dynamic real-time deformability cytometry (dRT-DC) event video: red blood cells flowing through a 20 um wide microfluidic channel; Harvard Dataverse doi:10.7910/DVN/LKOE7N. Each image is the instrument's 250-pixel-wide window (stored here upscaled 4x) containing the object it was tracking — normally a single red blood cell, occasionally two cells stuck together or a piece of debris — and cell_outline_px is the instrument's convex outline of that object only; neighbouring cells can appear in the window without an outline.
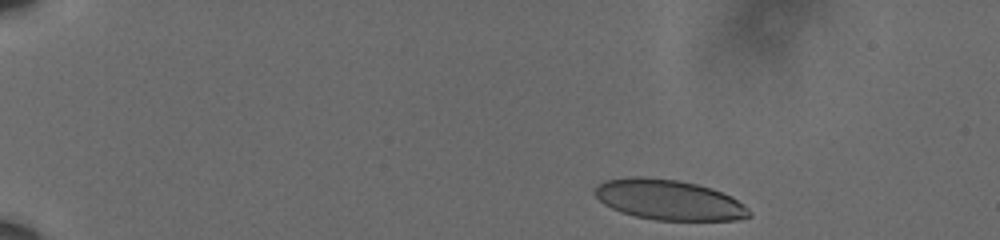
{"species": "human", "species_latin": "Homo sapiens", "temperature_condition": "cold", "stored_images_in_passage": 48, "camera_frame_rate_fps": 3000, "um_per_image_px": 0.085, "donor": {"sex": "male"}, "frame": {"image": 1, "passage_image": 2, "time_ms": 0.333, "image_size_px": [1000, 240], "cell_outline_px": [[752, 216], [736, 220], [656, 220], [636, 216], [620, 212], [604, 204], [596, 196], [596, 188], [604, 180], [628, 176], [644, 176], [680, 180], [712, 188], [744, 204], [752, 212]], "centroid_in_image_um": [56.85, 16.98], "position_along_channel_um": 28.1, "area_um2": 36.18}}
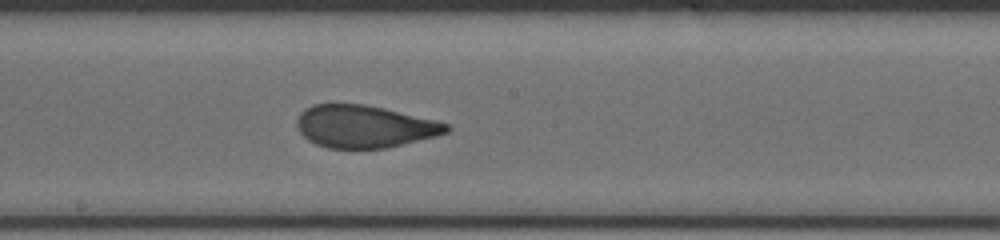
{"frame": {"image": 2, "passage_image": 27, "time_ms": 8.667, "image_size_px": [1000, 240], "cell_outline_px": [[452, 128], [448, 132], [436, 136], [384, 148], [328, 148], [316, 144], [308, 140], [296, 128], [296, 120], [300, 112], [304, 108], [312, 104], [364, 104], [384, 108], [436, 120], [452, 124]], "centroid_in_image_um": [30.97, 10.74], "position_along_channel_um": 217.2, "area_um2": 37.11}}
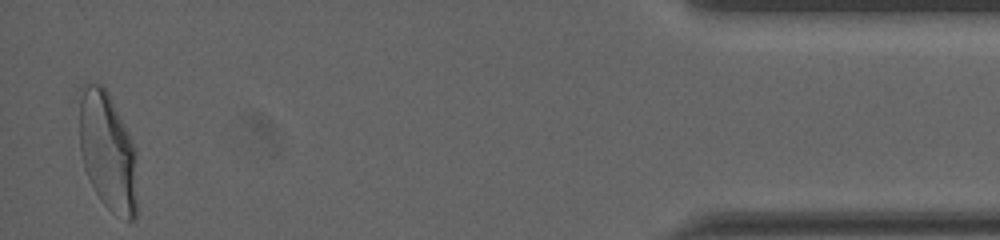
{"frame": {"image": 3, "passage_image": 48, "time_ms": 15.667, "image_size_px": [1000, 240], "cell_outline_px": [[136, 216], [132, 220], [128, 220], [112, 212], [100, 200], [84, 168], [80, 152], [76, 92], [84, 84], [100, 84], [108, 92], [128, 132], [136, 152]], "centroid_in_image_um": [9.09, 12.8], "position_along_channel_um": 426.1, "area_um2": 40.63}, "authors_computed_cell_mechanics": {"area_um2": 37.7434, "velocity_mm_per_s": 3.6057, "shape_relaxation_time_tau1_ms": 6.0147, "shape_relaxation_time_tau2_ms": 0.7842, "deformation_change_tau1": 0.1955, "deformation_change_tau2": 0.0803}}